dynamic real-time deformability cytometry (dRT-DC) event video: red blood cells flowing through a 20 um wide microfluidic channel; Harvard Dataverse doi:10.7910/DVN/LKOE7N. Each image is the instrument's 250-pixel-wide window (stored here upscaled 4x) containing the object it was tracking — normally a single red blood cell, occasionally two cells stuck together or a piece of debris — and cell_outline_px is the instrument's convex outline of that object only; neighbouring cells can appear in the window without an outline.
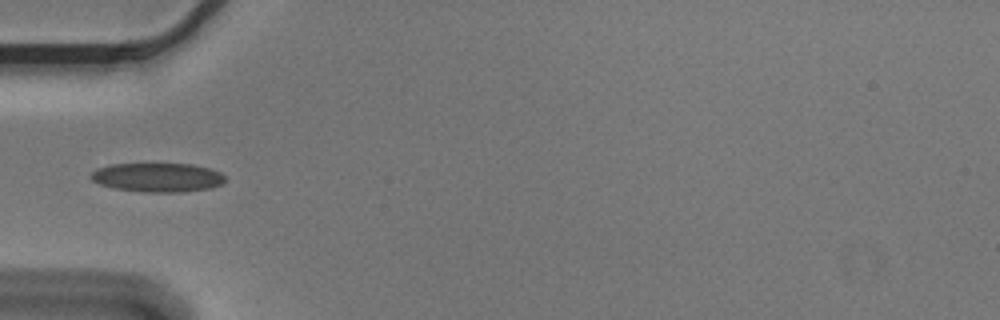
{"species": "Egyptian fruit bat (a non-hibernating species)", "species_latin": "Rousettus aegyptiacus", "temperature_condition": "cold", "stored_images_in_passage": 2, "camera_frame_rate_fps": 3000, "um_per_image_px": 0.085, "animal": {"sex": "male"}, "frame": {"image": 1, "passage_image": 1, "time_ms": 0.0, "image_size_px": [1000, 320], "cell_outline_px": [[224, 184], [212, 188], [180, 192], [144, 192], [112, 188], [100, 184], [92, 180], [88, 176], [96, 168], [112, 164], [192, 164], [212, 168], [220, 172], [224, 176]], "centroid_in_image_um": [13.4, 15.08], "position_along_channel_um": 71.6, "area_um2": 22.95}}
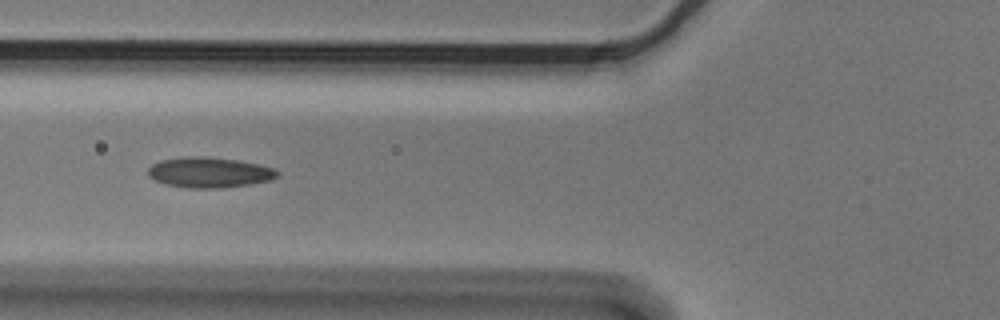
{"frame": {"image": 2, "passage_image": 2, "time_ms": 0.333, "image_size_px": [1000, 320], "cell_outline_px": [[280, 172], [272, 180], [248, 184], [220, 188], [188, 188], [164, 184], [148, 176], [148, 168], [152, 164], [160, 160], [188, 156], [204, 156], [240, 160], [272, 168]], "centroid_in_image_um": [17.76, 14.65], "position_along_channel_um": 108.0, "area_um2": 22.89}}